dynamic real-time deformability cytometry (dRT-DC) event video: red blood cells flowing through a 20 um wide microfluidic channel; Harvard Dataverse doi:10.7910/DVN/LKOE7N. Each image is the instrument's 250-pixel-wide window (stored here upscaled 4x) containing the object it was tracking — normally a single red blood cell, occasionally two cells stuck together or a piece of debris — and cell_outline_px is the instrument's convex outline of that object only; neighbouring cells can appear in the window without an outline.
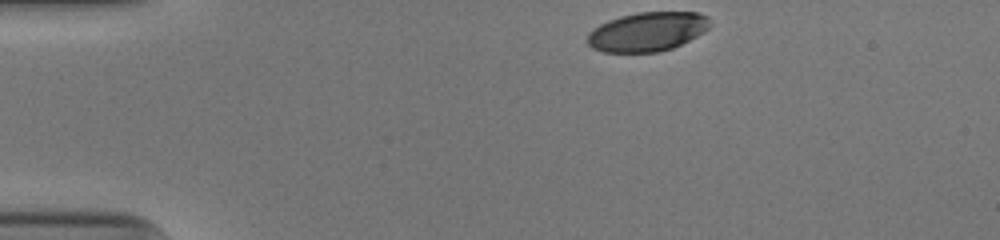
{"species": "human", "species_latin": "Homo sapiens", "temperature_condition": "cold", "stored_images_in_passage": 6, "camera_frame_rate_fps": 3000, "um_per_image_px": 0.085, "donor": {"sex": "male"}, "frame": {"image": 1, "passage_image": 1, "time_ms": 0.0, "image_size_px": [1000, 240], "cell_outline_px": [[708, 28], [704, 32], [672, 48], [660, 52], [604, 52], [592, 48], [584, 40], [588, 32], [600, 24], [608, 20], [620, 16], [636, 12], [696, 12], [708, 16]], "centroid_in_image_um": [54.96, 2.69], "position_along_channel_um": 30.0, "area_um2": 28.03}}